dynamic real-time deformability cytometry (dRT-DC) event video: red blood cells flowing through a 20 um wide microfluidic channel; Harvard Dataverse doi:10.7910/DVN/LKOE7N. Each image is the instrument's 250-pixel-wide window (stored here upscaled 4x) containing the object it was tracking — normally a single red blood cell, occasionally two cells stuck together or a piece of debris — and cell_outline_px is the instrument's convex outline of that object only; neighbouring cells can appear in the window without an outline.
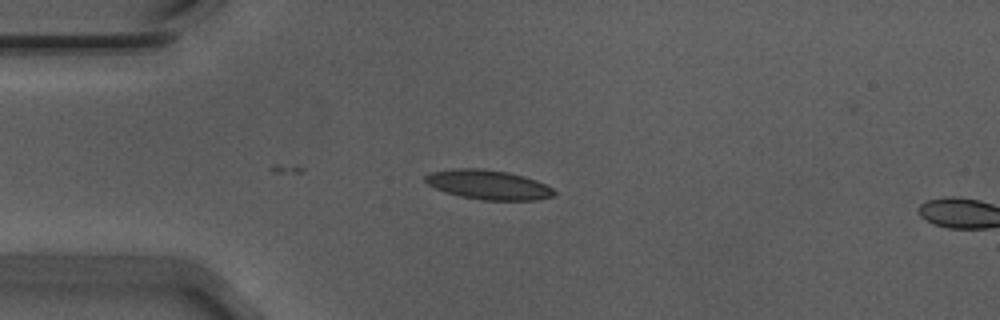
{"species": "Egyptian fruit bat (a non-hibernating species)", "species_latin": "Rousettus aegyptiacus", "temperature_condition": "warm", "stored_images_in_passage": 3, "camera_frame_rate_fps": 3000, "um_per_image_px": 0.085, "animal": {"sex": "male"}, "frame": {"image": 1, "passage_image": 1, "time_ms": 0.0, "image_size_px": [1000, 320], "cell_outline_px": [[556, 192], [552, 196], [536, 200], [480, 200], [460, 196], [444, 192], [428, 184], [424, 180], [424, 176], [432, 172], [456, 168], [480, 168], [508, 172], [524, 176], [536, 180], [552, 188]], "centroid_in_image_um": [41.49, 15.7], "position_along_channel_um": 43.5, "area_um2": 22.08}}